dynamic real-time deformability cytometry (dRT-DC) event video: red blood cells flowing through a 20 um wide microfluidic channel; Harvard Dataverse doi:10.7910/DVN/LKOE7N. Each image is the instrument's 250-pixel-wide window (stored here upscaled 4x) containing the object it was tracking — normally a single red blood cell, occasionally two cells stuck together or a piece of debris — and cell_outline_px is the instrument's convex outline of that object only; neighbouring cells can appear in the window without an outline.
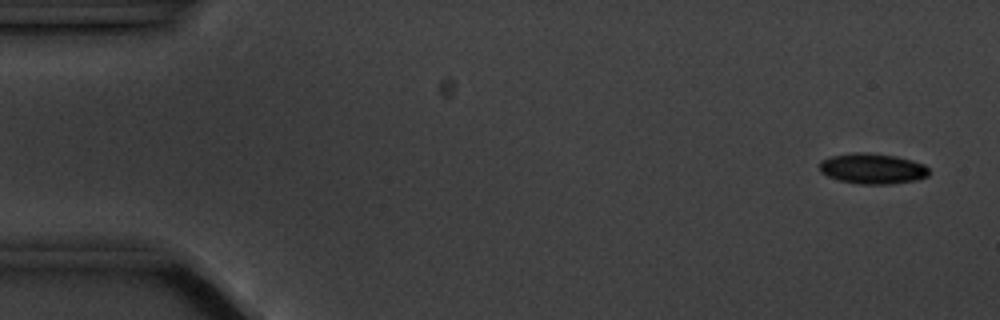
{"species": "common noctule bat (a hibernating species)", "species_latin": "Nyctalus noctula", "temperature_condition": "cold", "stored_images_in_passage": 56, "camera_frame_rate_fps": 3000, "um_per_image_px": 0.085, "animal": {"sex": "male", "body_mass_g": 20.1, "forearm_length_mm": 53.5}, "frame": {"image": 1, "passage_image": 3, "time_ms": 0.667, "image_size_px": [1000, 320], "cell_outline_px": [[928, 176], [916, 180], [888, 184], [860, 184], [840, 180], [828, 176], [820, 172], [820, 160], [832, 156], [852, 152], [860, 152], [896, 156], [912, 160], [924, 164], [928, 168]], "centroid_in_image_um": [74.15, 14.33], "position_along_channel_um": 10.8, "area_um2": 19.36}}
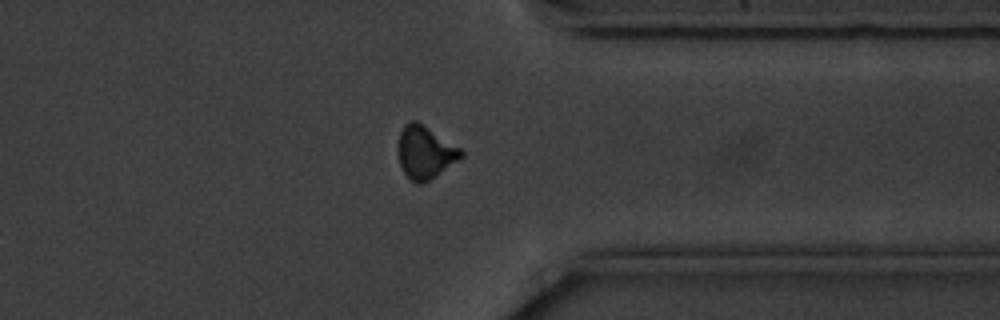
{"frame": {"image": 2, "passage_image": 44, "time_ms": 14.333, "image_size_px": [1000, 320], "cell_outline_px": [[464, 156], [428, 180], [420, 184], [416, 184], [404, 172], [400, 164], [396, 148], [400, 132], [404, 124], [408, 120], [416, 120], [460, 148], [464, 152]], "centroid_in_image_um": [36.09, 12.92], "position_along_channel_um": 375.3, "area_um2": 19.19}}
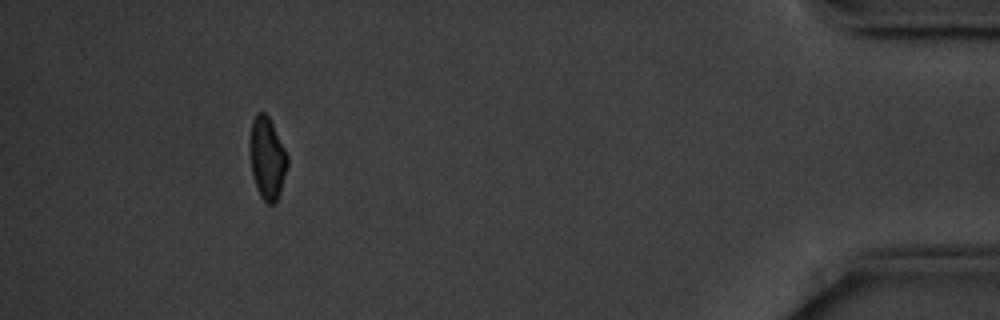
{"frame": {"image": 3, "passage_image": 52, "time_ms": 17.0, "image_size_px": [1000, 320], "cell_outline_px": [[288, 164], [280, 192], [276, 200], [272, 204], [268, 204], [260, 196], [256, 188], [252, 176], [252, 120], [256, 112], [264, 112], [268, 116], [288, 156]], "centroid_in_image_um": [22.74, 13.48], "position_along_channel_um": 412.5, "area_um2": 17.28}}